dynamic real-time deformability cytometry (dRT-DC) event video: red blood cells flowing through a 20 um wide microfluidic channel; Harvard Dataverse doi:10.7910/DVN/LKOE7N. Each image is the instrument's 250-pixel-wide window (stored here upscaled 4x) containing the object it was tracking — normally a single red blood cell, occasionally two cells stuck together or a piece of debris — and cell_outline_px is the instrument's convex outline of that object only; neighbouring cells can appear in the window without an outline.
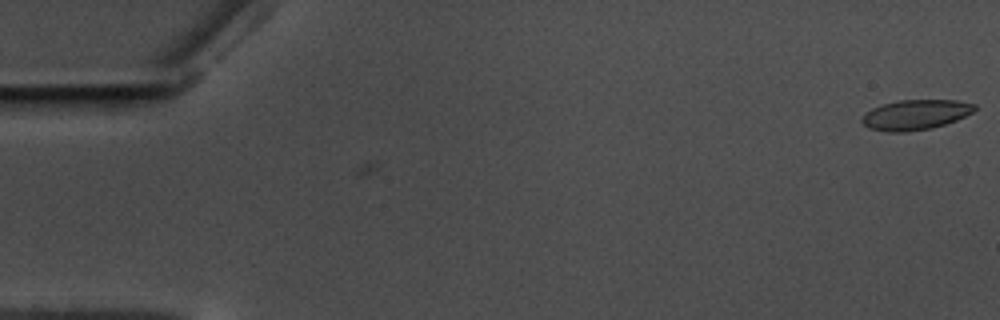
{"species": "common noctule bat (a hibernating species)", "species_latin": "Nyctalus noctula", "temperature_condition": "warm", "stored_images_in_passage": 6, "camera_frame_rate_fps": 3000, "um_per_image_px": 0.085, "animal": {"sex": "male", "body_mass_g": 17.5, "forearm_length_mm": 52.3}, "frame": {"image": 1, "passage_image": 6, "time_ms": 1.667, "image_size_px": [1000, 320], "cell_outline_px": [[976, 108], [972, 112], [956, 120], [932, 128], [904, 132], [888, 132], [868, 128], [860, 120], [864, 112], [872, 108], [884, 104], [900, 100], [956, 100], [976, 104]], "centroid_in_image_um": [77.78, 9.75], "position_along_channel_um": 7.2, "area_um2": 19.71}}